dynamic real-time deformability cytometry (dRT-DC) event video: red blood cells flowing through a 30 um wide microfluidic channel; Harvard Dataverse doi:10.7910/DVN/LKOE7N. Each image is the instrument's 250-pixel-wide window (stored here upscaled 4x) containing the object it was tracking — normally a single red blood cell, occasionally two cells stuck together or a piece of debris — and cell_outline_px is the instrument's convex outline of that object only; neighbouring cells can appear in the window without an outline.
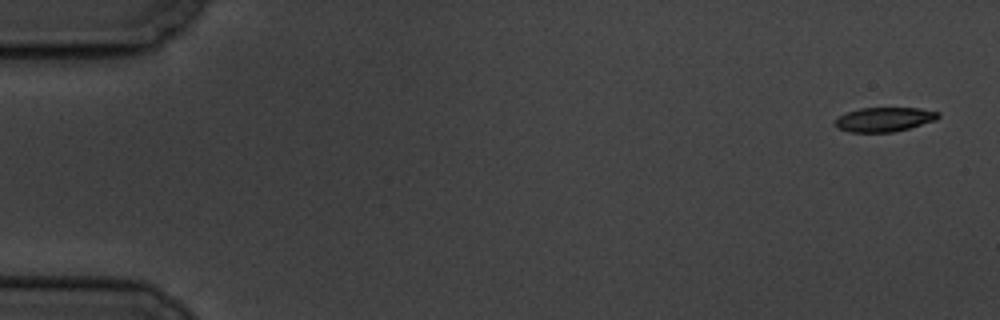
{"species": "common noctule bat (a hibernating species)", "species_latin": "Nyctalus noctula", "temperature_condition": "cold", "stored_images_in_passage": 8, "camera_frame_rate_fps": 3000, "um_per_image_px": 0.085, "animal": {"sex": "male", "body_mass_g": 19.5, "forearm_length_mm": 54.6}, "frame": {"image": 1, "passage_image": 1, "time_ms": 0.0, "image_size_px": [1000, 320], "cell_outline_px": [[940, 116], [936, 120], [908, 128], [892, 132], [848, 132], [840, 128], [836, 124], [836, 120], [840, 116], [848, 112], [860, 108], [920, 108], [940, 112]], "centroid_in_image_um": [75.21, 10.14], "position_along_channel_um": 9.8, "area_um2": 14.39}}
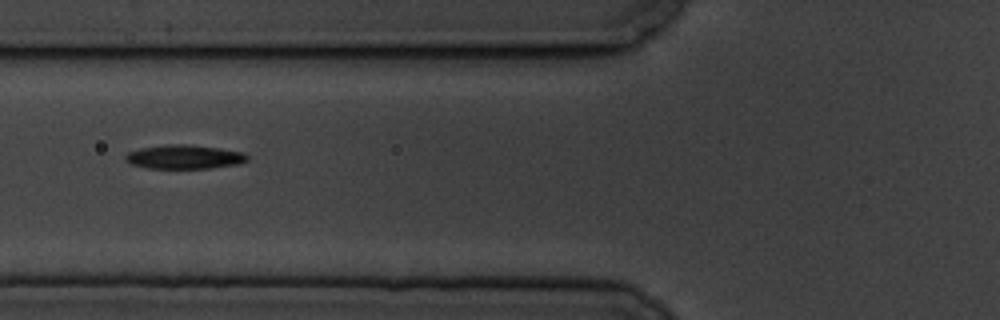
{"frame": {"image": 2, "passage_image": 7, "time_ms": 7.0, "image_size_px": [1000, 320], "cell_outline_px": [[248, 160], [236, 164], [212, 168], [148, 168], [132, 164], [124, 160], [124, 156], [128, 152], [140, 148], [164, 144], [188, 144], [220, 148], [244, 152], [248, 156]], "centroid_in_image_um": [15.65, 13.32], "position_along_channel_um": 110.1, "area_um2": 17.11}}
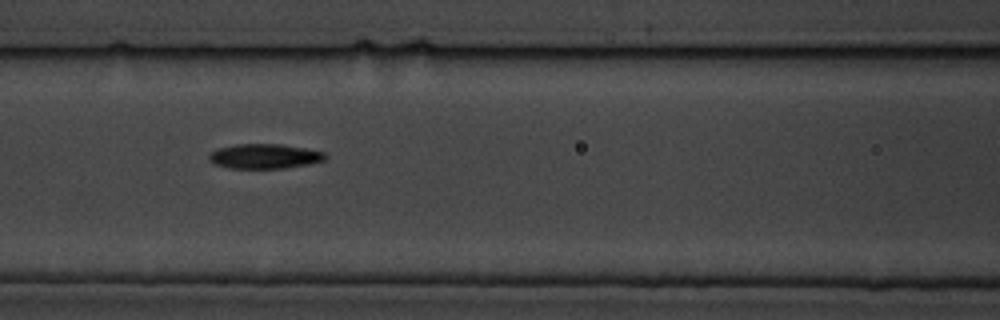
{"frame": {"image": 3, "passage_image": 8, "time_ms": 8.0, "image_size_px": [1000, 320], "cell_outline_px": [[328, 156], [324, 160], [308, 164], [284, 168], [228, 168], [212, 164], [208, 160], [208, 156], [212, 152], [220, 148], [236, 144], [280, 144], [304, 148], [324, 152]], "centroid_in_image_um": [22.46, 13.29], "position_along_channel_um": 144.1, "area_um2": 16.7}}